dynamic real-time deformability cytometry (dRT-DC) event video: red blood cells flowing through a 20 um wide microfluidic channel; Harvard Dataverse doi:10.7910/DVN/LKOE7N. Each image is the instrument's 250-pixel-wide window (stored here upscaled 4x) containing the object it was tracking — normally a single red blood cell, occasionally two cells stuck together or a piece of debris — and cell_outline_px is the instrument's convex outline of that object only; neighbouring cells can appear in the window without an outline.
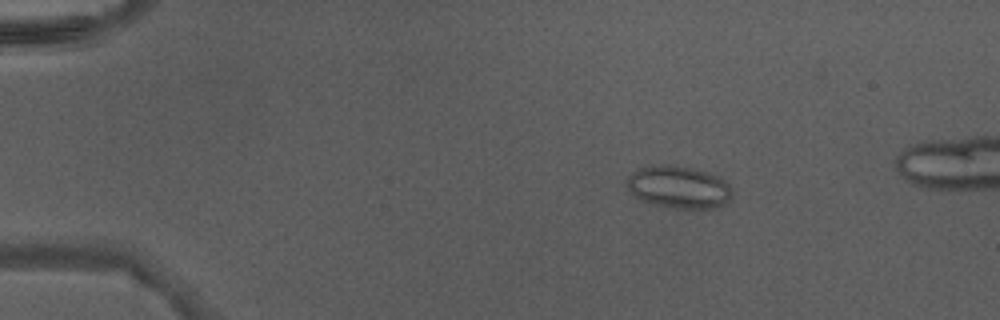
{"species": "Egyptian fruit bat (a non-hibernating species)", "species_latin": "Rousettus aegyptiacus", "temperature_condition": "warm", "stored_images_in_passage": 49, "camera_frame_rate_fps": 3000, "um_per_image_px": 0.085, "animal": {"sex": "male"}, "frame": {"image": 1, "passage_image": 9, "time_ms": 2.667, "image_size_px": [1000, 320], "cell_outline_px": [[732, 196], [724, 204], [716, 208], [672, 208], [648, 204], [632, 196], [624, 184], [624, 180], [632, 172], [648, 164], [668, 164], [692, 168], [720, 176], [728, 184], [732, 192]], "centroid_in_image_um": [57.6, 15.9], "position_along_channel_um": 27.4, "area_um2": 26.7}}
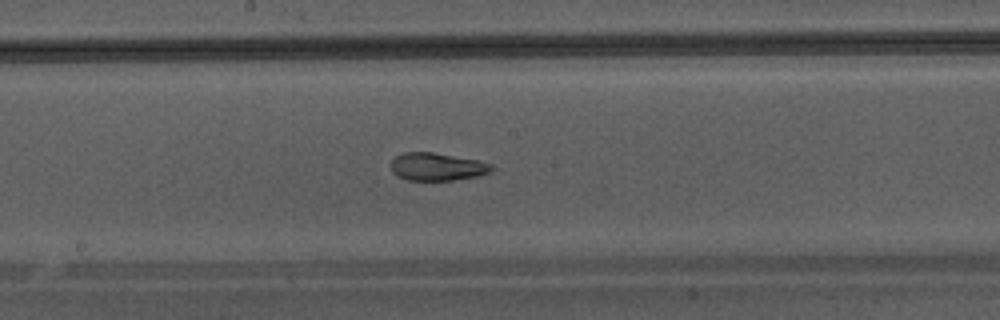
{"frame": {"image": 2, "passage_image": 27, "time_ms": 8.667, "image_size_px": [1000, 320], "cell_outline_px": [[492, 172], [476, 176], [452, 180], [408, 180], [396, 176], [392, 172], [392, 160], [396, 156], [404, 152], [432, 152], [476, 160], [492, 164]], "centroid_in_image_um": [37.13, 14.17], "position_along_channel_um": 211.1, "area_um2": 16.13}}
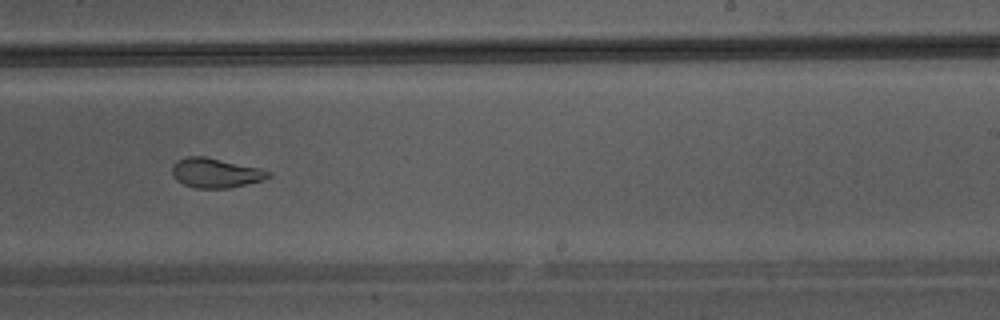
{"frame": {"image": 3, "passage_image": 31, "time_ms": 10.0, "image_size_px": [1000, 320], "cell_outline_px": [[272, 176], [264, 180], [228, 188], [196, 188], [184, 184], [176, 180], [172, 176], [172, 164], [176, 160], [188, 156], [204, 156], [260, 168], [272, 172]], "centroid_in_image_um": [18.32, 14.69], "position_along_channel_um": 270.7, "area_um2": 16.7}}